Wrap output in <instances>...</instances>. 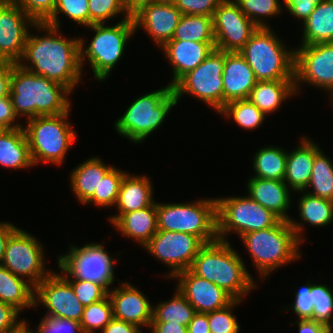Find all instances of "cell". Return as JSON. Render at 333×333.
<instances>
[{
	"instance_id": "1",
	"label": "cell",
	"mask_w": 333,
	"mask_h": 333,
	"mask_svg": "<svg viewBox=\"0 0 333 333\" xmlns=\"http://www.w3.org/2000/svg\"><path fill=\"white\" fill-rule=\"evenodd\" d=\"M29 30L21 60V68L66 86L71 92L83 77L80 61L79 38H67L60 28L44 23H35ZM64 35V36H63ZM78 84V85H77Z\"/></svg>"
},
{
	"instance_id": "2",
	"label": "cell",
	"mask_w": 333,
	"mask_h": 333,
	"mask_svg": "<svg viewBox=\"0 0 333 333\" xmlns=\"http://www.w3.org/2000/svg\"><path fill=\"white\" fill-rule=\"evenodd\" d=\"M230 243L216 240L205 244L194 258L190 270L222 288L234 300L244 301L243 298L257 287V281Z\"/></svg>"
},
{
	"instance_id": "3",
	"label": "cell",
	"mask_w": 333,
	"mask_h": 333,
	"mask_svg": "<svg viewBox=\"0 0 333 333\" xmlns=\"http://www.w3.org/2000/svg\"><path fill=\"white\" fill-rule=\"evenodd\" d=\"M70 94L66 86L33 74L15 64L12 68L10 98L17 117L26 121L47 115H59L71 110Z\"/></svg>"
},
{
	"instance_id": "4",
	"label": "cell",
	"mask_w": 333,
	"mask_h": 333,
	"mask_svg": "<svg viewBox=\"0 0 333 333\" xmlns=\"http://www.w3.org/2000/svg\"><path fill=\"white\" fill-rule=\"evenodd\" d=\"M239 238L261 281L273 271L301 259L299 249L302 243L288 221L279 220L270 228L252 231Z\"/></svg>"
},
{
	"instance_id": "5",
	"label": "cell",
	"mask_w": 333,
	"mask_h": 333,
	"mask_svg": "<svg viewBox=\"0 0 333 333\" xmlns=\"http://www.w3.org/2000/svg\"><path fill=\"white\" fill-rule=\"evenodd\" d=\"M108 24H93L87 27L94 31L89 45L85 43V38L79 37L82 70L88 60L94 80L97 82H104L109 78L112 69L122 59L129 39L136 33L132 17L128 19L122 17L113 26Z\"/></svg>"
},
{
	"instance_id": "6",
	"label": "cell",
	"mask_w": 333,
	"mask_h": 333,
	"mask_svg": "<svg viewBox=\"0 0 333 333\" xmlns=\"http://www.w3.org/2000/svg\"><path fill=\"white\" fill-rule=\"evenodd\" d=\"M179 102L172 87L150 91L133 100L113 124L115 131L128 141L141 144L161 127L167 115Z\"/></svg>"
},
{
	"instance_id": "7",
	"label": "cell",
	"mask_w": 333,
	"mask_h": 333,
	"mask_svg": "<svg viewBox=\"0 0 333 333\" xmlns=\"http://www.w3.org/2000/svg\"><path fill=\"white\" fill-rule=\"evenodd\" d=\"M239 53L257 81L295 80V49L287 48L271 27H259Z\"/></svg>"
},
{
	"instance_id": "8",
	"label": "cell",
	"mask_w": 333,
	"mask_h": 333,
	"mask_svg": "<svg viewBox=\"0 0 333 333\" xmlns=\"http://www.w3.org/2000/svg\"><path fill=\"white\" fill-rule=\"evenodd\" d=\"M71 111L59 115L31 118L23 125L33 164L62 165L66 155L77 141L74 125L69 123Z\"/></svg>"
},
{
	"instance_id": "9",
	"label": "cell",
	"mask_w": 333,
	"mask_h": 333,
	"mask_svg": "<svg viewBox=\"0 0 333 333\" xmlns=\"http://www.w3.org/2000/svg\"><path fill=\"white\" fill-rule=\"evenodd\" d=\"M157 228L188 233L205 244L218 240L216 198H201L184 203L156 201Z\"/></svg>"
},
{
	"instance_id": "10",
	"label": "cell",
	"mask_w": 333,
	"mask_h": 333,
	"mask_svg": "<svg viewBox=\"0 0 333 333\" xmlns=\"http://www.w3.org/2000/svg\"><path fill=\"white\" fill-rule=\"evenodd\" d=\"M217 236L228 241L227 236L237 233L238 238L246 233L274 226L280 219L250 196L218 197ZM230 233V234H229Z\"/></svg>"
},
{
	"instance_id": "11",
	"label": "cell",
	"mask_w": 333,
	"mask_h": 333,
	"mask_svg": "<svg viewBox=\"0 0 333 333\" xmlns=\"http://www.w3.org/2000/svg\"><path fill=\"white\" fill-rule=\"evenodd\" d=\"M224 64L225 51L214 48L201 64L172 87L177 101L188 94L219 112L224 107L222 83Z\"/></svg>"
},
{
	"instance_id": "12",
	"label": "cell",
	"mask_w": 333,
	"mask_h": 333,
	"mask_svg": "<svg viewBox=\"0 0 333 333\" xmlns=\"http://www.w3.org/2000/svg\"><path fill=\"white\" fill-rule=\"evenodd\" d=\"M44 251L39 239L18 227L7 240L0 265L25 279L35 288L53 271L45 266Z\"/></svg>"
},
{
	"instance_id": "13",
	"label": "cell",
	"mask_w": 333,
	"mask_h": 333,
	"mask_svg": "<svg viewBox=\"0 0 333 333\" xmlns=\"http://www.w3.org/2000/svg\"><path fill=\"white\" fill-rule=\"evenodd\" d=\"M104 246V242L85 243L82 247L71 244L66 253L58 255L57 261L72 277L103 284L110 290L118 259L112 258Z\"/></svg>"
},
{
	"instance_id": "14",
	"label": "cell",
	"mask_w": 333,
	"mask_h": 333,
	"mask_svg": "<svg viewBox=\"0 0 333 333\" xmlns=\"http://www.w3.org/2000/svg\"><path fill=\"white\" fill-rule=\"evenodd\" d=\"M295 49L294 79L297 95L301 85L326 91L333 99V42L298 46ZM301 89V90H300Z\"/></svg>"
},
{
	"instance_id": "15",
	"label": "cell",
	"mask_w": 333,
	"mask_h": 333,
	"mask_svg": "<svg viewBox=\"0 0 333 333\" xmlns=\"http://www.w3.org/2000/svg\"><path fill=\"white\" fill-rule=\"evenodd\" d=\"M204 245L199 237L188 233L158 230L143 248L169 267L164 276L172 280L177 273L191 268Z\"/></svg>"
},
{
	"instance_id": "16",
	"label": "cell",
	"mask_w": 333,
	"mask_h": 333,
	"mask_svg": "<svg viewBox=\"0 0 333 333\" xmlns=\"http://www.w3.org/2000/svg\"><path fill=\"white\" fill-rule=\"evenodd\" d=\"M55 272L52 271L34 288V307L43 305L47 309L41 318L80 322L85 306L76 297L70 283Z\"/></svg>"
},
{
	"instance_id": "17",
	"label": "cell",
	"mask_w": 333,
	"mask_h": 333,
	"mask_svg": "<svg viewBox=\"0 0 333 333\" xmlns=\"http://www.w3.org/2000/svg\"><path fill=\"white\" fill-rule=\"evenodd\" d=\"M215 49L239 52L258 27L234 0H223L213 15Z\"/></svg>"
},
{
	"instance_id": "18",
	"label": "cell",
	"mask_w": 333,
	"mask_h": 333,
	"mask_svg": "<svg viewBox=\"0 0 333 333\" xmlns=\"http://www.w3.org/2000/svg\"><path fill=\"white\" fill-rule=\"evenodd\" d=\"M35 22L13 0H0V53L17 64L24 53L26 38Z\"/></svg>"
},
{
	"instance_id": "19",
	"label": "cell",
	"mask_w": 333,
	"mask_h": 333,
	"mask_svg": "<svg viewBox=\"0 0 333 333\" xmlns=\"http://www.w3.org/2000/svg\"><path fill=\"white\" fill-rule=\"evenodd\" d=\"M176 288L196 312L210 313L229 305L234 299L214 283L194 274L190 269L177 273Z\"/></svg>"
},
{
	"instance_id": "20",
	"label": "cell",
	"mask_w": 333,
	"mask_h": 333,
	"mask_svg": "<svg viewBox=\"0 0 333 333\" xmlns=\"http://www.w3.org/2000/svg\"><path fill=\"white\" fill-rule=\"evenodd\" d=\"M120 282V286L110 289L108 296L113 307V317L138 328H150L153 306L146 295L129 282Z\"/></svg>"
},
{
	"instance_id": "21",
	"label": "cell",
	"mask_w": 333,
	"mask_h": 333,
	"mask_svg": "<svg viewBox=\"0 0 333 333\" xmlns=\"http://www.w3.org/2000/svg\"><path fill=\"white\" fill-rule=\"evenodd\" d=\"M182 16L175 4L152 3L142 7L132 18L135 32L143 29L157 48L172 40Z\"/></svg>"
},
{
	"instance_id": "22",
	"label": "cell",
	"mask_w": 333,
	"mask_h": 333,
	"mask_svg": "<svg viewBox=\"0 0 333 333\" xmlns=\"http://www.w3.org/2000/svg\"><path fill=\"white\" fill-rule=\"evenodd\" d=\"M215 48V42H194L189 40H170L160 51L172 66L173 87L184 75L195 69Z\"/></svg>"
},
{
	"instance_id": "23",
	"label": "cell",
	"mask_w": 333,
	"mask_h": 333,
	"mask_svg": "<svg viewBox=\"0 0 333 333\" xmlns=\"http://www.w3.org/2000/svg\"><path fill=\"white\" fill-rule=\"evenodd\" d=\"M248 196L275 214L280 220H290L288 209L293 192L284 181L249 177L246 183ZM291 193V194H290Z\"/></svg>"
},
{
	"instance_id": "24",
	"label": "cell",
	"mask_w": 333,
	"mask_h": 333,
	"mask_svg": "<svg viewBox=\"0 0 333 333\" xmlns=\"http://www.w3.org/2000/svg\"><path fill=\"white\" fill-rule=\"evenodd\" d=\"M256 82L252 68L239 52H225L222 73L224 106L230 101L247 99Z\"/></svg>"
},
{
	"instance_id": "25",
	"label": "cell",
	"mask_w": 333,
	"mask_h": 333,
	"mask_svg": "<svg viewBox=\"0 0 333 333\" xmlns=\"http://www.w3.org/2000/svg\"><path fill=\"white\" fill-rule=\"evenodd\" d=\"M299 145L287 154L284 182L293 191H305L309 185L315 155L321 150L312 138L302 136Z\"/></svg>"
},
{
	"instance_id": "26",
	"label": "cell",
	"mask_w": 333,
	"mask_h": 333,
	"mask_svg": "<svg viewBox=\"0 0 333 333\" xmlns=\"http://www.w3.org/2000/svg\"><path fill=\"white\" fill-rule=\"evenodd\" d=\"M109 222L122 237L132 239L144 247L157 233L156 202L150 207L124 214H113Z\"/></svg>"
},
{
	"instance_id": "27",
	"label": "cell",
	"mask_w": 333,
	"mask_h": 333,
	"mask_svg": "<svg viewBox=\"0 0 333 333\" xmlns=\"http://www.w3.org/2000/svg\"><path fill=\"white\" fill-rule=\"evenodd\" d=\"M296 193L302 194L298 199V214L299 220L296 221L293 217L290 218L289 223L296 233L298 240L302 243L305 241L304 237V225H311L317 228L329 226L333 221V201L312 196L305 191H299ZM305 221V222H304ZM303 232V233H302Z\"/></svg>"
},
{
	"instance_id": "28",
	"label": "cell",
	"mask_w": 333,
	"mask_h": 333,
	"mask_svg": "<svg viewBox=\"0 0 333 333\" xmlns=\"http://www.w3.org/2000/svg\"><path fill=\"white\" fill-rule=\"evenodd\" d=\"M113 167L114 165L105 164L102 158L92 156L72 169L69 176L70 188L79 203L85 205Z\"/></svg>"
},
{
	"instance_id": "29",
	"label": "cell",
	"mask_w": 333,
	"mask_h": 333,
	"mask_svg": "<svg viewBox=\"0 0 333 333\" xmlns=\"http://www.w3.org/2000/svg\"><path fill=\"white\" fill-rule=\"evenodd\" d=\"M153 183L147 175L126 173L116 202V214H124L150 207L156 201L153 199Z\"/></svg>"
},
{
	"instance_id": "30",
	"label": "cell",
	"mask_w": 333,
	"mask_h": 333,
	"mask_svg": "<svg viewBox=\"0 0 333 333\" xmlns=\"http://www.w3.org/2000/svg\"><path fill=\"white\" fill-rule=\"evenodd\" d=\"M296 94L295 80H265L256 82L247 99L267 115L275 113Z\"/></svg>"
},
{
	"instance_id": "31",
	"label": "cell",
	"mask_w": 333,
	"mask_h": 333,
	"mask_svg": "<svg viewBox=\"0 0 333 333\" xmlns=\"http://www.w3.org/2000/svg\"><path fill=\"white\" fill-rule=\"evenodd\" d=\"M302 26L299 46L333 42V0L317 3Z\"/></svg>"
},
{
	"instance_id": "32",
	"label": "cell",
	"mask_w": 333,
	"mask_h": 333,
	"mask_svg": "<svg viewBox=\"0 0 333 333\" xmlns=\"http://www.w3.org/2000/svg\"><path fill=\"white\" fill-rule=\"evenodd\" d=\"M0 165L10 170L34 167L23 128L8 129L0 136Z\"/></svg>"
},
{
	"instance_id": "33",
	"label": "cell",
	"mask_w": 333,
	"mask_h": 333,
	"mask_svg": "<svg viewBox=\"0 0 333 333\" xmlns=\"http://www.w3.org/2000/svg\"><path fill=\"white\" fill-rule=\"evenodd\" d=\"M0 301L11 305L19 313L34 308V287L0 265Z\"/></svg>"
},
{
	"instance_id": "34",
	"label": "cell",
	"mask_w": 333,
	"mask_h": 333,
	"mask_svg": "<svg viewBox=\"0 0 333 333\" xmlns=\"http://www.w3.org/2000/svg\"><path fill=\"white\" fill-rule=\"evenodd\" d=\"M287 150L274 145H266L254 154L250 177L283 181L286 173Z\"/></svg>"
},
{
	"instance_id": "35",
	"label": "cell",
	"mask_w": 333,
	"mask_h": 333,
	"mask_svg": "<svg viewBox=\"0 0 333 333\" xmlns=\"http://www.w3.org/2000/svg\"><path fill=\"white\" fill-rule=\"evenodd\" d=\"M175 289L171 299L153 306L151 322H171L186 327L189 325L196 311L179 290Z\"/></svg>"
},
{
	"instance_id": "36",
	"label": "cell",
	"mask_w": 333,
	"mask_h": 333,
	"mask_svg": "<svg viewBox=\"0 0 333 333\" xmlns=\"http://www.w3.org/2000/svg\"><path fill=\"white\" fill-rule=\"evenodd\" d=\"M172 40L215 42L213 18L205 15L182 14Z\"/></svg>"
},
{
	"instance_id": "37",
	"label": "cell",
	"mask_w": 333,
	"mask_h": 333,
	"mask_svg": "<svg viewBox=\"0 0 333 333\" xmlns=\"http://www.w3.org/2000/svg\"><path fill=\"white\" fill-rule=\"evenodd\" d=\"M323 152L321 149L314 157L311 178L305 192L333 201V162Z\"/></svg>"
},
{
	"instance_id": "38",
	"label": "cell",
	"mask_w": 333,
	"mask_h": 333,
	"mask_svg": "<svg viewBox=\"0 0 333 333\" xmlns=\"http://www.w3.org/2000/svg\"><path fill=\"white\" fill-rule=\"evenodd\" d=\"M218 114L224 116V118L232 119L237 126L246 130L257 129L268 116L248 99L230 101L225 104Z\"/></svg>"
},
{
	"instance_id": "39",
	"label": "cell",
	"mask_w": 333,
	"mask_h": 333,
	"mask_svg": "<svg viewBox=\"0 0 333 333\" xmlns=\"http://www.w3.org/2000/svg\"><path fill=\"white\" fill-rule=\"evenodd\" d=\"M240 10L259 28L270 27L272 17L285 11L280 0H234ZM283 8V9H282ZM267 18V19H266ZM268 22V23H267Z\"/></svg>"
},
{
	"instance_id": "40",
	"label": "cell",
	"mask_w": 333,
	"mask_h": 333,
	"mask_svg": "<svg viewBox=\"0 0 333 333\" xmlns=\"http://www.w3.org/2000/svg\"><path fill=\"white\" fill-rule=\"evenodd\" d=\"M127 172L114 166L100 181L94 195L85 203L110 208L116 205L121 182Z\"/></svg>"
},
{
	"instance_id": "41",
	"label": "cell",
	"mask_w": 333,
	"mask_h": 333,
	"mask_svg": "<svg viewBox=\"0 0 333 333\" xmlns=\"http://www.w3.org/2000/svg\"><path fill=\"white\" fill-rule=\"evenodd\" d=\"M113 307L109 296L101 301L84 307L80 328L82 333H95L102 331L113 319Z\"/></svg>"
},
{
	"instance_id": "42",
	"label": "cell",
	"mask_w": 333,
	"mask_h": 333,
	"mask_svg": "<svg viewBox=\"0 0 333 333\" xmlns=\"http://www.w3.org/2000/svg\"><path fill=\"white\" fill-rule=\"evenodd\" d=\"M60 13L78 25L90 26L88 0H57L53 15L45 23L60 28Z\"/></svg>"
},
{
	"instance_id": "43",
	"label": "cell",
	"mask_w": 333,
	"mask_h": 333,
	"mask_svg": "<svg viewBox=\"0 0 333 333\" xmlns=\"http://www.w3.org/2000/svg\"><path fill=\"white\" fill-rule=\"evenodd\" d=\"M60 274L70 283L76 297L84 305L96 303L108 296L109 290L100 283L72 277L58 262Z\"/></svg>"
},
{
	"instance_id": "44",
	"label": "cell",
	"mask_w": 333,
	"mask_h": 333,
	"mask_svg": "<svg viewBox=\"0 0 333 333\" xmlns=\"http://www.w3.org/2000/svg\"><path fill=\"white\" fill-rule=\"evenodd\" d=\"M313 320L333 327V290L325 284H312Z\"/></svg>"
},
{
	"instance_id": "45",
	"label": "cell",
	"mask_w": 333,
	"mask_h": 333,
	"mask_svg": "<svg viewBox=\"0 0 333 333\" xmlns=\"http://www.w3.org/2000/svg\"><path fill=\"white\" fill-rule=\"evenodd\" d=\"M242 302L233 300L226 307L208 313L210 333H239L240 324L233 310Z\"/></svg>"
},
{
	"instance_id": "46",
	"label": "cell",
	"mask_w": 333,
	"mask_h": 333,
	"mask_svg": "<svg viewBox=\"0 0 333 333\" xmlns=\"http://www.w3.org/2000/svg\"><path fill=\"white\" fill-rule=\"evenodd\" d=\"M88 9L90 25L106 23L121 14L124 19L130 18L122 0H88Z\"/></svg>"
},
{
	"instance_id": "47",
	"label": "cell",
	"mask_w": 333,
	"mask_h": 333,
	"mask_svg": "<svg viewBox=\"0 0 333 333\" xmlns=\"http://www.w3.org/2000/svg\"><path fill=\"white\" fill-rule=\"evenodd\" d=\"M35 22L44 23L52 15L57 0H13Z\"/></svg>"
},
{
	"instance_id": "48",
	"label": "cell",
	"mask_w": 333,
	"mask_h": 333,
	"mask_svg": "<svg viewBox=\"0 0 333 333\" xmlns=\"http://www.w3.org/2000/svg\"><path fill=\"white\" fill-rule=\"evenodd\" d=\"M294 303L289 306L290 310L297 316V319H313L314 304L312 301V282L301 286L294 293Z\"/></svg>"
},
{
	"instance_id": "49",
	"label": "cell",
	"mask_w": 333,
	"mask_h": 333,
	"mask_svg": "<svg viewBox=\"0 0 333 333\" xmlns=\"http://www.w3.org/2000/svg\"><path fill=\"white\" fill-rule=\"evenodd\" d=\"M223 0H176L175 6L186 15L213 17L216 8Z\"/></svg>"
},
{
	"instance_id": "50",
	"label": "cell",
	"mask_w": 333,
	"mask_h": 333,
	"mask_svg": "<svg viewBox=\"0 0 333 333\" xmlns=\"http://www.w3.org/2000/svg\"><path fill=\"white\" fill-rule=\"evenodd\" d=\"M37 333H82L80 323L74 320L41 318Z\"/></svg>"
},
{
	"instance_id": "51",
	"label": "cell",
	"mask_w": 333,
	"mask_h": 333,
	"mask_svg": "<svg viewBox=\"0 0 333 333\" xmlns=\"http://www.w3.org/2000/svg\"><path fill=\"white\" fill-rule=\"evenodd\" d=\"M25 321L15 308L0 301V333H15Z\"/></svg>"
},
{
	"instance_id": "52",
	"label": "cell",
	"mask_w": 333,
	"mask_h": 333,
	"mask_svg": "<svg viewBox=\"0 0 333 333\" xmlns=\"http://www.w3.org/2000/svg\"><path fill=\"white\" fill-rule=\"evenodd\" d=\"M284 7L286 8L289 14L293 18H296L302 23L310 16V14L315 10V7L317 3H319L317 0H283Z\"/></svg>"
},
{
	"instance_id": "53",
	"label": "cell",
	"mask_w": 333,
	"mask_h": 333,
	"mask_svg": "<svg viewBox=\"0 0 333 333\" xmlns=\"http://www.w3.org/2000/svg\"><path fill=\"white\" fill-rule=\"evenodd\" d=\"M18 117L15 113L14 106L10 96L0 98V123L8 129L23 128L24 124H19ZM16 122V123H15Z\"/></svg>"
},
{
	"instance_id": "54",
	"label": "cell",
	"mask_w": 333,
	"mask_h": 333,
	"mask_svg": "<svg viewBox=\"0 0 333 333\" xmlns=\"http://www.w3.org/2000/svg\"><path fill=\"white\" fill-rule=\"evenodd\" d=\"M295 324L299 329L298 333H333V327L313 319H297Z\"/></svg>"
},
{
	"instance_id": "55",
	"label": "cell",
	"mask_w": 333,
	"mask_h": 333,
	"mask_svg": "<svg viewBox=\"0 0 333 333\" xmlns=\"http://www.w3.org/2000/svg\"><path fill=\"white\" fill-rule=\"evenodd\" d=\"M100 333H142L137 326L113 318Z\"/></svg>"
},
{
	"instance_id": "56",
	"label": "cell",
	"mask_w": 333,
	"mask_h": 333,
	"mask_svg": "<svg viewBox=\"0 0 333 333\" xmlns=\"http://www.w3.org/2000/svg\"><path fill=\"white\" fill-rule=\"evenodd\" d=\"M187 333H210L208 313L196 312L187 326Z\"/></svg>"
},
{
	"instance_id": "57",
	"label": "cell",
	"mask_w": 333,
	"mask_h": 333,
	"mask_svg": "<svg viewBox=\"0 0 333 333\" xmlns=\"http://www.w3.org/2000/svg\"><path fill=\"white\" fill-rule=\"evenodd\" d=\"M15 64H0V98L9 96L12 68Z\"/></svg>"
},
{
	"instance_id": "58",
	"label": "cell",
	"mask_w": 333,
	"mask_h": 333,
	"mask_svg": "<svg viewBox=\"0 0 333 333\" xmlns=\"http://www.w3.org/2000/svg\"><path fill=\"white\" fill-rule=\"evenodd\" d=\"M149 330L150 333H187L186 326L171 322H151Z\"/></svg>"
},
{
	"instance_id": "59",
	"label": "cell",
	"mask_w": 333,
	"mask_h": 333,
	"mask_svg": "<svg viewBox=\"0 0 333 333\" xmlns=\"http://www.w3.org/2000/svg\"><path fill=\"white\" fill-rule=\"evenodd\" d=\"M17 228L18 227L11 222L0 221V264L4 257L7 240Z\"/></svg>"
},
{
	"instance_id": "60",
	"label": "cell",
	"mask_w": 333,
	"mask_h": 333,
	"mask_svg": "<svg viewBox=\"0 0 333 333\" xmlns=\"http://www.w3.org/2000/svg\"><path fill=\"white\" fill-rule=\"evenodd\" d=\"M123 6L130 17L142 7L155 3V0H122Z\"/></svg>"
},
{
	"instance_id": "61",
	"label": "cell",
	"mask_w": 333,
	"mask_h": 333,
	"mask_svg": "<svg viewBox=\"0 0 333 333\" xmlns=\"http://www.w3.org/2000/svg\"><path fill=\"white\" fill-rule=\"evenodd\" d=\"M28 325V321H25L15 333H37L35 329L30 328Z\"/></svg>"
},
{
	"instance_id": "62",
	"label": "cell",
	"mask_w": 333,
	"mask_h": 333,
	"mask_svg": "<svg viewBox=\"0 0 333 333\" xmlns=\"http://www.w3.org/2000/svg\"><path fill=\"white\" fill-rule=\"evenodd\" d=\"M176 0H155V3L175 4Z\"/></svg>"
},
{
	"instance_id": "63",
	"label": "cell",
	"mask_w": 333,
	"mask_h": 333,
	"mask_svg": "<svg viewBox=\"0 0 333 333\" xmlns=\"http://www.w3.org/2000/svg\"><path fill=\"white\" fill-rule=\"evenodd\" d=\"M0 64H15V63L7 61L0 53Z\"/></svg>"
},
{
	"instance_id": "64",
	"label": "cell",
	"mask_w": 333,
	"mask_h": 333,
	"mask_svg": "<svg viewBox=\"0 0 333 333\" xmlns=\"http://www.w3.org/2000/svg\"><path fill=\"white\" fill-rule=\"evenodd\" d=\"M8 130L2 123H0V136Z\"/></svg>"
}]
</instances>
